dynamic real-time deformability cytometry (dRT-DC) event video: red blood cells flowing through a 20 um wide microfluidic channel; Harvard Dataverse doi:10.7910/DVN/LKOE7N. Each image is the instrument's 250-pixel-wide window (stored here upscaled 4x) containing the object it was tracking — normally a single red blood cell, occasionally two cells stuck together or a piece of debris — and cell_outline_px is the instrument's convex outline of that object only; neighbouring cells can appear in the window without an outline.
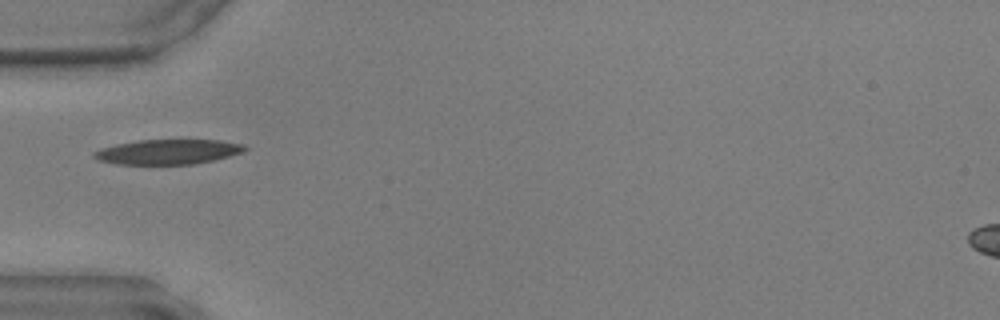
{"species": "common noctule bat (a hibernating species)", "species_latin": "Nyctalus noctula", "temperature_condition": "warm", "stored_images_in_passage": 33, "camera_frame_rate_fps": 3000, "um_per_image_px": 0.085, "animal": {"sex": "male", "body_mass_g": 17.9, "forearm_length_mm": 54.2}, "frame": {"image": 1, "passage_image": 1, "time_ms": 0.0, "image_size_px": [1000, 320], "cell_outline_px": [[248, 148], [244, 152], [196, 164], [116, 164], [100, 160], [92, 156], [92, 152], [100, 148], [116, 144], [140, 140], [220, 140], [244, 144]], "centroid_in_image_um": [14.28, 12.9], "position_along_channel_um": 70.7, "area_um2": 21.85}}
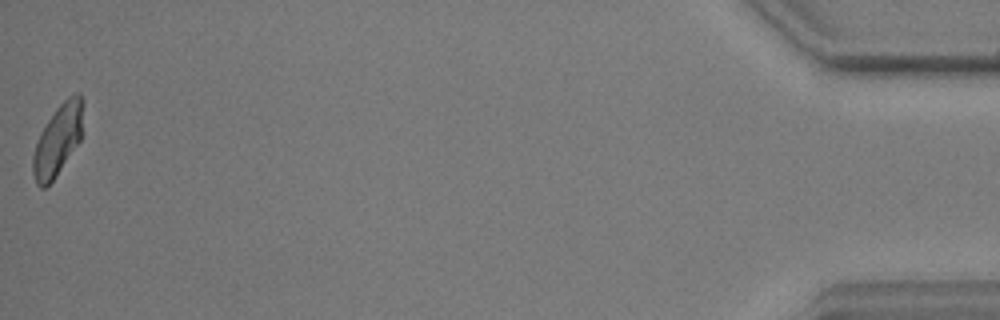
{"frame": {"image": 2, "passage_image": 33, "time_ms": 10.667, "image_size_px": [1000, 320], "cell_outline_px": [[80, 140], [52, 180], [44, 188], [40, 188], [36, 184], [32, 172], [32, 156], [36, 144], [48, 120], [56, 108], [68, 96], [76, 92], [80, 92]], "centroid_in_image_um": [4.85, 11.95], "position_along_channel_um": 430.3, "area_um2": 19.65}}